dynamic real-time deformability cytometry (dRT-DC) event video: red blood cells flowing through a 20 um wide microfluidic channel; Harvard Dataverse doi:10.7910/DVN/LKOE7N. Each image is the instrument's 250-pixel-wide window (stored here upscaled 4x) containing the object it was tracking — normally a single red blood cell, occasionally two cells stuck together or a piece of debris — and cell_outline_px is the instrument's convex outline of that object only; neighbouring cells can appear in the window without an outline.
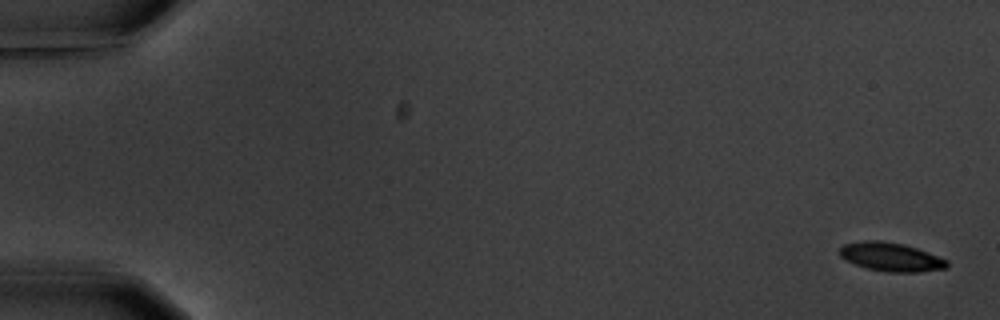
{"species": "common noctule bat (a hibernating species)", "species_latin": "Nyctalus noctula", "temperature_condition": "warm", "stored_images_in_passage": 5, "camera_frame_rate_fps": 3000, "um_per_image_px": 0.085, "animal": {"sex": "male", "body_mass_g": 20.1, "forearm_length_mm": 53.5}, "frame": {"image": 1, "passage_image": 1, "time_ms": 0.0, "image_size_px": [1000, 320], "cell_outline_px": [[948, 268], [920, 272], [888, 272], [868, 268], [844, 260], [840, 256], [840, 248], [844, 244], [864, 240], [880, 240], [904, 244], [928, 252], [948, 260]], "centroid_in_image_um": [75.74, 21.84], "position_along_channel_um": 9.3, "area_um2": 17.98}}
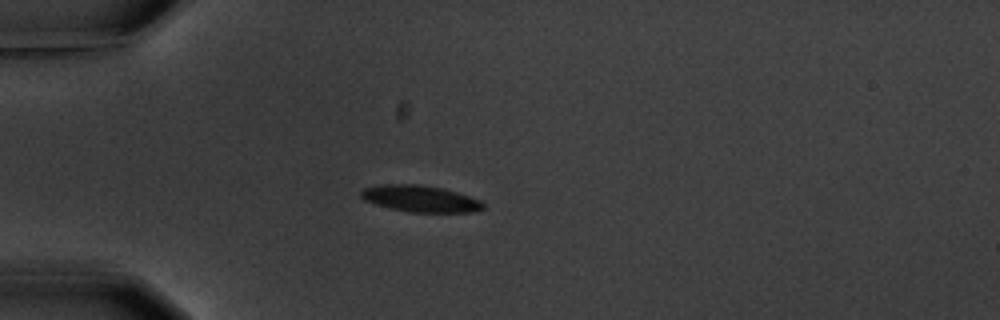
{"frame": {"image": 2, "passage_image": 5, "time_ms": 5.0, "image_size_px": [1000, 320], "cell_outline_px": [[484, 208], [476, 212], [408, 212], [376, 204], [364, 200], [360, 196], [360, 192], [364, 188], [380, 184], [416, 184], [444, 188], [480, 200], [484, 204]], "centroid_in_image_um": [35.73, 16.88], "position_along_channel_um": 49.3, "area_um2": 18.84}}